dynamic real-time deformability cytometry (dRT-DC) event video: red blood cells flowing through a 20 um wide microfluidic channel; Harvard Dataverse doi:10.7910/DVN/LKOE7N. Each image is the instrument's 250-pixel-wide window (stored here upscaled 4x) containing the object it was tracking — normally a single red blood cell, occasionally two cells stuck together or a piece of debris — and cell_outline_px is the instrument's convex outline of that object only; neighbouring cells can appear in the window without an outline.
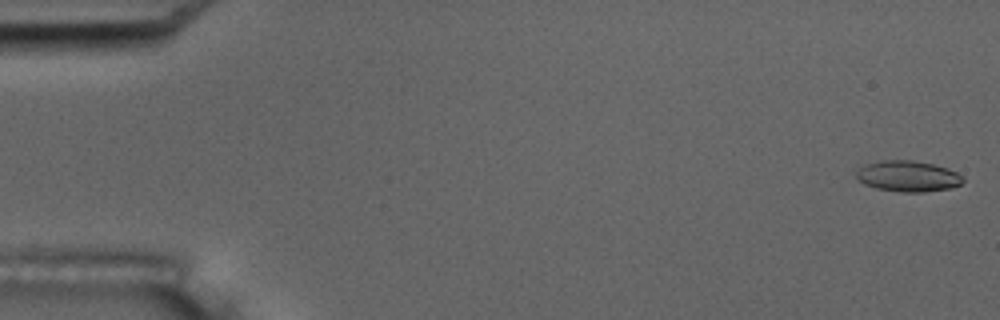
{"species": "common noctule bat (a hibernating species)", "species_latin": "Nyctalus noctula", "temperature_condition": "room temperature", "stored_images_in_passage": 5, "camera_frame_rate_fps": 3000, "um_per_image_px": 0.085, "animal": {"sex": "male", "body_mass_g": 17.5, "forearm_length_mm": 52.3}, "frame": {"image": 1, "passage_image": 1, "time_ms": 0.0, "image_size_px": [1000, 320], "cell_outline_px": [[964, 180], [960, 184], [952, 188], [924, 192], [904, 192], [876, 188], [864, 184], [856, 180], [856, 168], [864, 164], [880, 160], [912, 160], [932, 164], [948, 168], [964, 176]], "centroid_in_image_um": [77.14, 14.97], "position_along_channel_um": 7.9, "area_um2": 19.48}}